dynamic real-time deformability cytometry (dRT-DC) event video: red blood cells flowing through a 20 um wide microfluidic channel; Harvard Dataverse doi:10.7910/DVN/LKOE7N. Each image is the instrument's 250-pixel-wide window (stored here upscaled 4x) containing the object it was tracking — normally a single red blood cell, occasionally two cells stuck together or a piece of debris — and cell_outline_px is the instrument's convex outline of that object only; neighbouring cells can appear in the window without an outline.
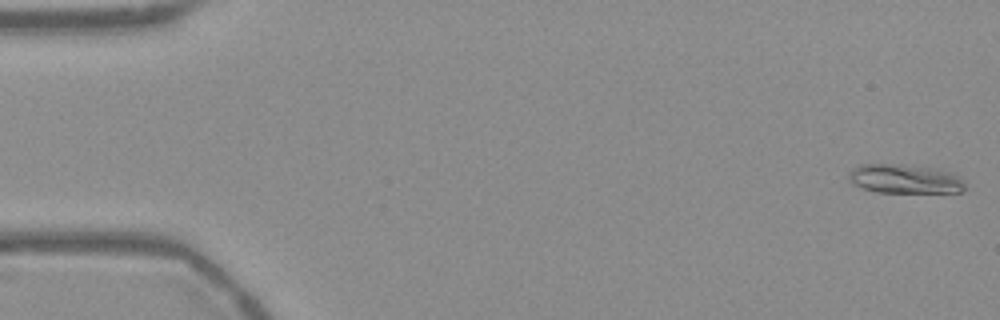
{"species": "Egyptian fruit bat (a non-hibernating species)", "species_latin": "Rousettus aegyptiacus", "temperature_condition": "warm", "stored_images_in_passage": 54, "camera_frame_rate_fps": 3000, "um_per_image_px": 0.085, "frame": {"image": 1, "passage_image": 1, "time_ms": 0.0, "image_size_px": [1000, 320], "cell_outline_px": [[964, 188], [960, 192], [876, 192], [852, 184], [848, 176], [848, 172], [852, 168], [860, 164], [904, 164], [940, 168], [952, 172], [960, 176], [964, 180]], "centroid_in_image_um": [76.92, 15.18], "position_along_channel_um": 8.1, "area_um2": 20.06}}
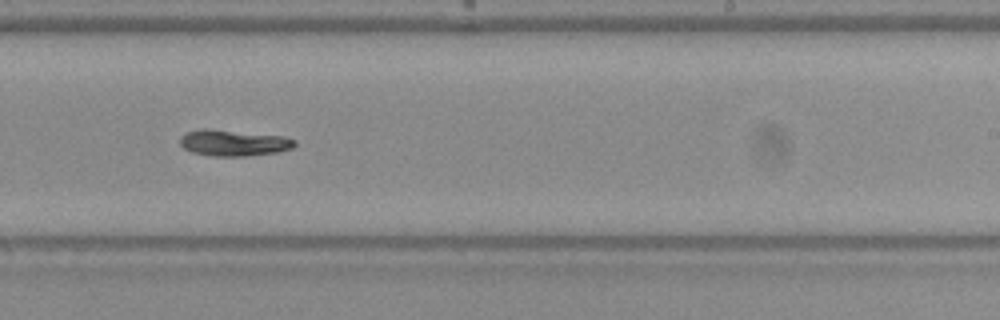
{"frame": {"image": 2, "passage_image": 33, "time_ms": 10.667, "image_size_px": [1000, 320], "cell_outline_px": [[296, 144], [292, 148], [280, 152], [248, 156], [212, 156], [192, 152], [184, 148], [180, 144], [180, 136], [188, 132], [204, 128], [208, 128], [284, 136], [296, 140]], "centroid_in_image_um": [19.88, 12.14], "position_along_channel_um": 269.1, "area_um2": 17.63}}
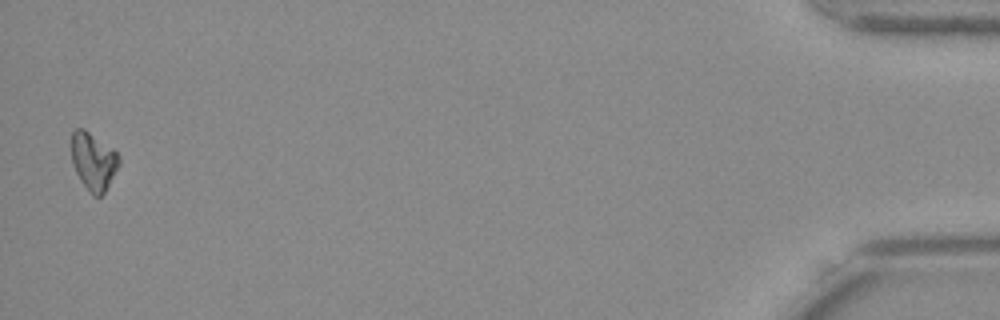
{"frame": {"image": 3, "passage_image": 53, "time_ms": 17.333, "image_size_px": [1000, 320], "cell_outline_px": [[120, 164], [104, 192], [100, 196], [92, 196], [80, 180], [72, 164], [72, 132], [76, 128], [84, 128], [112, 148], [120, 156]], "centroid_in_image_um": [7.94, 13.7], "position_along_channel_um": 427.3, "area_um2": 15.9}, "authors_computed_cell_mechanics": {"area_um2": 17.3111, "velocity_mm_per_s": 3.7653, "shape_relaxation_time_tau1_ms": 9.2622, "shape_relaxation_time_tau2_ms": null, "deformation_change_tau1": 0.1914, "deformation_change_tau2": null}}